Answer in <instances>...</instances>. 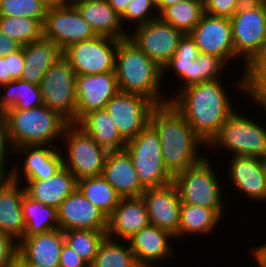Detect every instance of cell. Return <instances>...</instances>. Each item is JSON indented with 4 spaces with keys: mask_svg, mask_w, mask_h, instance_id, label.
Instances as JSON below:
<instances>
[{
    "mask_svg": "<svg viewBox=\"0 0 266 267\" xmlns=\"http://www.w3.org/2000/svg\"><path fill=\"white\" fill-rule=\"evenodd\" d=\"M221 79L190 85L169 96L192 130L208 145L235 111Z\"/></svg>",
    "mask_w": 266,
    "mask_h": 267,
    "instance_id": "cell-1",
    "label": "cell"
},
{
    "mask_svg": "<svg viewBox=\"0 0 266 267\" xmlns=\"http://www.w3.org/2000/svg\"><path fill=\"white\" fill-rule=\"evenodd\" d=\"M149 123L158 134L166 170L173 178L204 157L199 151L207 144L170 102L156 105Z\"/></svg>",
    "mask_w": 266,
    "mask_h": 267,
    "instance_id": "cell-2",
    "label": "cell"
},
{
    "mask_svg": "<svg viewBox=\"0 0 266 267\" xmlns=\"http://www.w3.org/2000/svg\"><path fill=\"white\" fill-rule=\"evenodd\" d=\"M115 73L120 92L147 97L156 105L170 102L162 94V68L129 38L118 42Z\"/></svg>",
    "mask_w": 266,
    "mask_h": 267,
    "instance_id": "cell-3",
    "label": "cell"
},
{
    "mask_svg": "<svg viewBox=\"0 0 266 267\" xmlns=\"http://www.w3.org/2000/svg\"><path fill=\"white\" fill-rule=\"evenodd\" d=\"M2 117L13 150L26 145L57 146L56 139L62 140L64 129L69 124L44 105L28 110L10 109Z\"/></svg>",
    "mask_w": 266,
    "mask_h": 267,
    "instance_id": "cell-4",
    "label": "cell"
},
{
    "mask_svg": "<svg viewBox=\"0 0 266 267\" xmlns=\"http://www.w3.org/2000/svg\"><path fill=\"white\" fill-rule=\"evenodd\" d=\"M235 54L244 60L243 76L236 82L238 91L246 94V74L249 67L266 52V22L264 2L241 5L230 18ZM243 57V58H242Z\"/></svg>",
    "mask_w": 266,
    "mask_h": 267,
    "instance_id": "cell-5",
    "label": "cell"
},
{
    "mask_svg": "<svg viewBox=\"0 0 266 267\" xmlns=\"http://www.w3.org/2000/svg\"><path fill=\"white\" fill-rule=\"evenodd\" d=\"M235 110L222 125L219 133L206 148L217 152L220 147L231 157L248 156L266 159V126ZM252 119V120H251Z\"/></svg>",
    "mask_w": 266,
    "mask_h": 267,
    "instance_id": "cell-6",
    "label": "cell"
},
{
    "mask_svg": "<svg viewBox=\"0 0 266 267\" xmlns=\"http://www.w3.org/2000/svg\"><path fill=\"white\" fill-rule=\"evenodd\" d=\"M218 176L204 156L196 164L177 174L173 182L178 188L182 203L214 209L223 217L225 201Z\"/></svg>",
    "mask_w": 266,
    "mask_h": 267,
    "instance_id": "cell-7",
    "label": "cell"
},
{
    "mask_svg": "<svg viewBox=\"0 0 266 267\" xmlns=\"http://www.w3.org/2000/svg\"><path fill=\"white\" fill-rule=\"evenodd\" d=\"M125 150L145 189L173 182L162 158L158 134L150 123L135 138L126 142Z\"/></svg>",
    "mask_w": 266,
    "mask_h": 267,
    "instance_id": "cell-8",
    "label": "cell"
},
{
    "mask_svg": "<svg viewBox=\"0 0 266 267\" xmlns=\"http://www.w3.org/2000/svg\"><path fill=\"white\" fill-rule=\"evenodd\" d=\"M62 141L66 145L63 166L75 176L76 181L102 175L108 151L82 128L74 123L68 124Z\"/></svg>",
    "mask_w": 266,
    "mask_h": 267,
    "instance_id": "cell-9",
    "label": "cell"
},
{
    "mask_svg": "<svg viewBox=\"0 0 266 267\" xmlns=\"http://www.w3.org/2000/svg\"><path fill=\"white\" fill-rule=\"evenodd\" d=\"M40 88L43 105L76 124V73L63 55L44 74Z\"/></svg>",
    "mask_w": 266,
    "mask_h": 267,
    "instance_id": "cell-10",
    "label": "cell"
},
{
    "mask_svg": "<svg viewBox=\"0 0 266 267\" xmlns=\"http://www.w3.org/2000/svg\"><path fill=\"white\" fill-rule=\"evenodd\" d=\"M120 39L96 35L67 47L62 55L76 75L115 72L116 51Z\"/></svg>",
    "mask_w": 266,
    "mask_h": 267,
    "instance_id": "cell-11",
    "label": "cell"
},
{
    "mask_svg": "<svg viewBox=\"0 0 266 267\" xmlns=\"http://www.w3.org/2000/svg\"><path fill=\"white\" fill-rule=\"evenodd\" d=\"M95 36V32L73 3L48 7L43 24V38L52 41L62 52L72 44Z\"/></svg>",
    "mask_w": 266,
    "mask_h": 267,
    "instance_id": "cell-12",
    "label": "cell"
},
{
    "mask_svg": "<svg viewBox=\"0 0 266 267\" xmlns=\"http://www.w3.org/2000/svg\"><path fill=\"white\" fill-rule=\"evenodd\" d=\"M155 106L147 97L119 91L107 102L104 109L127 142L149 124L150 114Z\"/></svg>",
    "mask_w": 266,
    "mask_h": 267,
    "instance_id": "cell-13",
    "label": "cell"
},
{
    "mask_svg": "<svg viewBox=\"0 0 266 267\" xmlns=\"http://www.w3.org/2000/svg\"><path fill=\"white\" fill-rule=\"evenodd\" d=\"M128 38L161 68L173 57L184 33L160 18L134 27ZM134 33V34H133Z\"/></svg>",
    "mask_w": 266,
    "mask_h": 267,
    "instance_id": "cell-14",
    "label": "cell"
},
{
    "mask_svg": "<svg viewBox=\"0 0 266 267\" xmlns=\"http://www.w3.org/2000/svg\"><path fill=\"white\" fill-rule=\"evenodd\" d=\"M189 34L195 40L200 53L215 55L229 65L230 61L233 63L237 59L230 18L212 16L204 12Z\"/></svg>",
    "mask_w": 266,
    "mask_h": 267,
    "instance_id": "cell-15",
    "label": "cell"
},
{
    "mask_svg": "<svg viewBox=\"0 0 266 267\" xmlns=\"http://www.w3.org/2000/svg\"><path fill=\"white\" fill-rule=\"evenodd\" d=\"M141 196L146 204L149 223L170 233L177 240L182 202L174 182L147 188Z\"/></svg>",
    "mask_w": 266,
    "mask_h": 267,
    "instance_id": "cell-16",
    "label": "cell"
},
{
    "mask_svg": "<svg viewBox=\"0 0 266 267\" xmlns=\"http://www.w3.org/2000/svg\"><path fill=\"white\" fill-rule=\"evenodd\" d=\"M118 92L115 72L76 75V124L89 112L104 109Z\"/></svg>",
    "mask_w": 266,
    "mask_h": 267,
    "instance_id": "cell-17",
    "label": "cell"
},
{
    "mask_svg": "<svg viewBox=\"0 0 266 267\" xmlns=\"http://www.w3.org/2000/svg\"><path fill=\"white\" fill-rule=\"evenodd\" d=\"M14 151L20 155L24 154L25 158L22 159L24 160L22 167H19L21 165L17 163L12 166L11 178L16 182H21V184L24 181L49 179L63 167V154L58 147L26 145L14 149ZM21 175L22 178L19 177Z\"/></svg>",
    "mask_w": 266,
    "mask_h": 267,
    "instance_id": "cell-18",
    "label": "cell"
},
{
    "mask_svg": "<svg viewBox=\"0 0 266 267\" xmlns=\"http://www.w3.org/2000/svg\"><path fill=\"white\" fill-rule=\"evenodd\" d=\"M58 228L107 231L108 217L76 188L59 206Z\"/></svg>",
    "mask_w": 266,
    "mask_h": 267,
    "instance_id": "cell-19",
    "label": "cell"
},
{
    "mask_svg": "<svg viewBox=\"0 0 266 267\" xmlns=\"http://www.w3.org/2000/svg\"><path fill=\"white\" fill-rule=\"evenodd\" d=\"M230 159L226 170L229 171L228 180L234 189L251 201L266 202L265 159L248 156H234Z\"/></svg>",
    "mask_w": 266,
    "mask_h": 267,
    "instance_id": "cell-20",
    "label": "cell"
},
{
    "mask_svg": "<svg viewBox=\"0 0 266 267\" xmlns=\"http://www.w3.org/2000/svg\"><path fill=\"white\" fill-rule=\"evenodd\" d=\"M65 243L63 231L58 229L45 233L23 236L18 242V261L41 267H59L61 249Z\"/></svg>",
    "mask_w": 266,
    "mask_h": 267,
    "instance_id": "cell-21",
    "label": "cell"
},
{
    "mask_svg": "<svg viewBox=\"0 0 266 267\" xmlns=\"http://www.w3.org/2000/svg\"><path fill=\"white\" fill-rule=\"evenodd\" d=\"M149 218L142 196L123 197L108 217L107 237L128 241L135 233L148 226Z\"/></svg>",
    "mask_w": 266,
    "mask_h": 267,
    "instance_id": "cell-22",
    "label": "cell"
},
{
    "mask_svg": "<svg viewBox=\"0 0 266 267\" xmlns=\"http://www.w3.org/2000/svg\"><path fill=\"white\" fill-rule=\"evenodd\" d=\"M102 176L123 197H139L145 191L130 155L125 149L108 151Z\"/></svg>",
    "mask_w": 266,
    "mask_h": 267,
    "instance_id": "cell-23",
    "label": "cell"
},
{
    "mask_svg": "<svg viewBox=\"0 0 266 267\" xmlns=\"http://www.w3.org/2000/svg\"><path fill=\"white\" fill-rule=\"evenodd\" d=\"M20 184L11 177L0 183V232L12 236L18 242L25 233L22 209L25 190L24 184Z\"/></svg>",
    "mask_w": 266,
    "mask_h": 267,
    "instance_id": "cell-24",
    "label": "cell"
},
{
    "mask_svg": "<svg viewBox=\"0 0 266 267\" xmlns=\"http://www.w3.org/2000/svg\"><path fill=\"white\" fill-rule=\"evenodd\" d=\"M174 238L170 233L149 224L135 233L128 242L136 261L148 262L157 266L158 263L173 257L174 251L170 240Z\"/></svg>",
    "mask_w": 266,
    "mask_h": 267,
    "instance_id": "cell-25",
    "label": "cell"
},
{
    "mask_svg": "<svg viewBox=\"0 0 266 267\" xmlns=\"http://www.w3.org/2000/svg\"><path fill=\"white\" fill-rule=\"evenodd\" d=\"M25 182L28 197L56 209L77 188L75 176L64 166L49 179Z\"/></svg>",
    "mask_w": 266,
    "mask_h": 267,
    "instance_id": "cell-26",
    "label": "cell"
},
{
    "mask_svg": "<svg viewBox=\"0 0 266 267\" xmlns=\"http://www.w3.org/2000/svg\"><path fill=\"white\" fill-rule=\"evenodd\" d=\"M96 35L116 39L128 38L129 30L106 0H77L73 3Z\"/></svg>",
    "mask_w": 266,
    "mask_h": 267,
    "instance_id": "cell-27",
    "label": "cell"
},
{
    "mask_svg": "<svg viewBox=\"0 0 266 267\" xmlns=\"http://www.w3.org/2000/svg\"><path fill=\"white\" fill-rule=\"evenodd\" d=\"M24 65L21 79L40 85L44 74L50 66L62 56L61 49L52 41L41 38L38 41L25 44Z\"/></svg>",
    "mask_w": 266,
    "mask_h": 267,
    "instance_id": "cell-28",
    "label": "cell"
},
{
    "mask_svg": "<svg viewBox=\"0 0 266 267\" xmlns=\"http://www.w3.org/2000/svg\"><path fill=\"white\" fill-rule=\"evenodd\" d=\"M77 125L107 151L125 149L126 141L105 109L89 112Z\"/></svg>",
    "mask_w": 266,
    "mask_h": 267,
    "instance_id": "cell-29",
    "label": "cell"
},
{
    "mask_svg": "<svg viewBox=\"0 0 266 267\" xmlns=\"http://www.w3.org/2000/svg\"><path fill=\"white\" fill-rule=\"evenodd\" d=\"M0 89L4 90L0 96L1 115L10 109L28 110L43 105L40 85L18 79L0 85Z\"/></svg>",
    "mask_w": 266,
    "mask_h": 267,
    "instance_id": "cell-30",
    "label": "cell"
},
{
    "mask_svg": "<svg viewBox=\"0 0 266 267\" xmlns=\"http://www.w3.org/2000/svg\"><path fill=\"white\" fill-rule=\"evenodd\" d=\"M221 219L223 220L214 209L181 203L178 239L191 234H211Z\"/></svg>",
    "mask_w": 266,
    "mask_h": 267,
    "instance_id": "cell-31",
    "label": "cell"
},
{
    "mask_svg": "<svg viewBox=\"0 0 266 267\" xmlns=\"http://www.w3.org/2000/svg\"><path fill=\"white\" fill-rule=\"evenodd\" d=\"M23 218L25 223L24 236L45 233L58 229L57 209L33 200L26 194L22 199Z\"/></svg>",
    "mask_w": 266,
    "mask_h": 267,
    "instance_id": "cell-32",
    "label": "cell"
},
{
    "mask_svg": "<svg viewBox=\"0 0 266 267\" xmlns=\"http://www.w3.org/2000/svg\"><path fill=\"white\" fill-rule=\"evenodd\" d=\"M77 188L107 217L112 214L122 198L102 175L77 181Z\"/></svg>",
    "mask_w": 266,
    "mask_h": 267,
    "instance_id": "cell-33",
    "label": "cell"
},
{
    "mask_svg": "<svg viewBox=\"0 0 266 267\" xmlns=\"http://www.w3.org/2000/svg\"><path fill=\"white\" fill-rule=\"evenodd\" d=\"M204 13V4L199 0H182L166 7L159 18L184 34H189L199 23Z\"/></svg>",
    "mask_w": 266,
    "mask_h": 267,
    "instance_id": "cell-34",
    "label": "cell"
},
{
    "mask_svg": "<svg viewBox=\"0 0 266 267\" xmlns=\"http://www.w3.org/2000/svg\"><path fill=\"white\" fill-rule=\"evenodd\" d=\"M200 51L196 46L195 40L190 34H184L180 39L179 44L173 57L162 68V79L170 72L175 73L183 82L176 91L177 93L189 86V67L191 61L197 59ZM167 71V72H166ZM167 74H166V73Z\"/></svg>",
    "mask_w": 266,
    "mask_h": 267,
    "instance_id": "cell-35",
    "label": "cell"
},
{
    "mask_svg": "<svg viewBox=\"0 0 266 267\" xmlns=\"http://www.w3.org/2000/svg\"><path fill=\"white\" fill-rule=\"evenodd\" d=\"M0 31L22 46L43 38V25L36 19L0 15Z\"/></svg>",
    "mask_w": 266,
    "mask_h": 267,
    "instance_id": "cell-36",
    "label": "cell"
},
{
    "mask_svg": "<svg viewBox=\"0 0 266 267\" xmlns=\"http://www.w3.org/2000/svg\"><path fill=\"white\" fill-rule=\"evenodd\" d=\"M118 241L106 236L89 267H129L135 261L132 249L128 241H122L126 246Z\"/></svg>",
    "mask_w": 266,
    "mask_h": 267,
    "instance_id": "cell-37",
    "label": "cell"
},
{
    "mask_svg": "<svg viewBox=\"0 0 266 267\" xmlns=\"http://www.w3.org/2000/svg\"><path fill=\"white\" fill-rule=\"evenodd\" d=\"M107 231L101 230H67L63 231L65 243L68 244L90 266Z\"/></svg>",
    "mask_w": 266,
    "mask_h": 267,
    "instance_id": "cell-38",
    "label": "cell"
},
{
    "mask_svg": "<svg viewBox=\"0 0 266 267\" xmlns=\"http://www.w3.org/2000/svg\"><path fill=\"white\" fill-rule=\"evenodd\" d=\"M229 66L219 57L200 53L197 59L191 61L189 67V86L220 79L221 71Z\"/></svg>",
    "mask_w": 266,
    "mask_h": 267,
    "instance_id": "cell-39",
    "label": "cell"
},
{
    "mask_svg": "<svg viewBox=\"0 0 266 267\" xmlns=\"http://www.w3.org/2000/svg\"><path fill=\"white\" fill-rule=\"evenodd\" d=\"M48 7L44 0H3L0 15L33 18L43 25Z\"/></svg>",
    "mask_w": 266,
    "mask_h": 267,
    "instance_id": "cell-40",
    "label": "cell"
},
{
    "mask_svg": "<svg viewBox=\"0 0 266 267\" xmlns=\"http://www.w3.org/2000/svg\"><path fill=\"white\" fill-rule=\"evenodd\" d=\"M246 95L255 103L266 102V52L248 69Z\"/></svg>",
    "mask_w": 266,
    "mask_h": 267,
    "instance_id": "cell-41",
    "label": "cell"
},
{
    "mask_svg": "<svg viewBox=\"0 0 266 267\" xmlns=\"http://www.w3.org/2000/svg\"><path fill=\"white\" fill-rule=\"evenodd\" d=\"M157 18H159V12L155 0H131L120 20L125 28L128 22V24L133 23L132 27H136Z\"/></svg>",
    "mask_w": 266,
    "mask_h": 267,
    "instance_id": "cell-42",
    "label": "cell"
},
{
    "mask_svg": "<svg viewBox=\"0 0 266 267\" xmlns=\"http://www.w3.org/2000/svg\"><path fill=\"white\" fill-rule=\"evenodd\" d=\"M240 6L238 0H208L204 4V12L212 16L231 18Z\"/></svg>",
    "mask_w": 266,
    "mask_h": 267,
    "instance_id": "cell-43",
    "label": "cell"
},
{
    "mask_svg": "<svg viewBox=\"0 0 266 267\" xmlns=\"http://www.w3.org/2000/svg\"><path fill=\"white\" fill-rule=\"evenodd\" d=\"M18 259V241L0 232V267H8Z\"/></svg>",
    "mask_w": 266,
    "mask_h": 267,
    "instance_id": "cell-44",
    "label": "cell"
},
{
    "mask_svg": "<svg viewBox=\"0 0 266 267\" xmlns=\"http://www.w3.org/2000/svg\"><path fill=\"white\" fill-rule=\"evenodd\" d=\"M12 148V149H11ZM13 150V147L11 146L9 135L7 132V127L5 124V121L3 117L0 118V176H3L5 179L10 178L12 174V168L11 170L6 168V158L9 157L8 154H10L8 151Z\"/></svg>",
    "mask_w": 266,
    "mask_h": 267,
    "instance_id": "cell-45",
    "label": "cell"
},
{
    "mask_svg": "<svg viewBox=\"0 0 266 267\" xmlns=\"http://www.w3.org/2000/svg\"><path fill=\"white\" fill-rule=\"evenodd\" d=\"M59 267H89V265L68 244L64 243L59 260Z\"/></svg>",
    "mask_w": 266,
    "mask_h": 267,
    "instance_id": "cell-46",
    "label": "cell"
},
{
    "mask_svg": "<svg viewBox=\"0 0 266 267\" xmlns=\"http://www.w3.org/2000/svg\"><path fill=\"white\" fill-rule=\"evenodd\" d=\"M24 65L23 47L15 53L7 55L8 73L13 80L21 79Z\"/></svg>",
    "mask_w": 266,
    "mask_h": 267,
    "instance_id": "cell-47",
    "label": "cell"
},
{
    "mask_svg": "<svg viewBox=\"0 0 266 267\" xmlns=\"http://www.w3.org/2000/svg\"><path fill=\"white\" fill-rule=\"evenodd\" d=\"M22 48V45L9 38L2 31H0V57H5L9 54L15 53Z\"/></svg>",
    "mask_w": 266,
    "mask_h": 267,
    "instance_id": "cell-48",
    "label": "cell"
},
{
    "mask_svg": "<svg viewBox=\"0 0 266 267\" xmlns=\"http://www.w3.org/2000/svg\"><path fill=\"white\" fill-rule=\"evenodd\" d=\"M252 251L253 258L256 261V267H266V242L262 245L260 244L259 247H255Z\"/></svg>",
    "mask_w": 266,
    "mask_h": 267,
    "instance_id": "cell-49",
    "label": "cell"
},
{
    "mask_svg": "<svg viewBox=\"0 0 266 267\" xmlns=\"http://www.w3.org/2000/svg\"><path fill=\"white\" fill-rule=\"evenodd\" d=\"M12 81V77L8 73L7 56L0 57V85Z\"/></svg>",
    "mask_w": 266,
    "mask_h": 267,
    "instance_id": "cell-50",
    "label": "cell"
},
{
    "mask_svg": "<svg viewBox=\"0 0 266 267\" xmlns=\"http://www.w3.org/2000/svg\"><path fill=\"white\" fill-rule=\"evenodd\" d=\"M114 11L121 17L131 0H106Z\"/></svg>",
    "mask_w": 266,
    "mask_h": 267,
    "instance_id": "cell-51",
    "label": "cell"
},
{
    "mask_svg": "<svg viewBox=\"0 0 266 267\" xmlns=\"http://www.w3.org/2000/svg\"><path fill=\"white\" fill-rule=\"evenodd\" d=\"M182 0H158L156 2L159 14L166 8Z\"/></svg>",
    "mask_w": 266,
    "mask_h": 267,
    "instance_id": "cell-52",
    "label": "cell"
},
{
    "mask_svg": "<svg viewBox=\"0 0 266 267\" xmlns=\"http://www.w3.org/2000/svg\"><path fill=\"white\" fill-rule=\"evenodd\" d=\"M49 6L69 5V0H44Z\"/></svg>",
    "mask_w": 266,
    "mask_h": 267,
    "instance_id": "cell-53",
    "label": "cell"
},
{
    "mask_svg": "<svg viewBox=\"0 0 266 267\" xmlns=\"http://www.w3.org/2000/svg\"><path fill=\"white\" fill-rule=\"evenodd\" d=\"M129 267H159L152 264V263H148V262H141V261H134ZM160 267H164V266H160Z\"/></svg>",
    "mask_w": 266,
    "mask_h": 267,
    "instance_id": "cell-54",
    "label": "cell"
},
{
    "mask_svg": "<svg viewBox=\"0 0 266 267\" xmlns=\"http://www.w3.org/2000/svg\"><path fill=\"white\" fill-rule=\"evenodd\" d=\"M241 5H254L259 4L260 0H238Z\"/></svg>",
    "mask_w": 266,
    "mask_h": 267,
    "instance_id": "cell-55",
    "label": "cell"
},
{
    "mask_svg": "<svg viewBox=\"0 0 266 267\" xmlns=\"http://www.w3.org/2000/svg\"><path fill=\"white\" fill-rule=\"evenodd\" d=\"M8 267H24L18 260H16L13 264H10Z\"/></svg>",
    "mask_w": 266,
    "mask_h": 267,
    "instance_id": "cell-56",
    "label": "cell"
},
{
    "mask_svg": "<svg viewBox=\"0 0 266 267\" xmlns=\"http://www.w3.org/2000/svg\"><path fill=\"white\" fill-rule=\"evenodd\" d=\"M254 104H256V106L257 107H260V108H262L261 110H263L264 109V111L266 110V102L264 103V104H261V103H255V102H253Z\"/></svg>",
    "mask_w": 266,
    "mask_h": 267,
    "instance_id": "cell-57",
    "label": "cell"
},
{
    "mask_svg": "<svg viewBox=\"0 0 266 267\" xmlns=\"http://www.w3.org/2000/svg\"><path fill=\"white\" fill-rule=\"evenodd\" d=\"M24 267H41L37 265H32V264H22Z\"/></svg>",
    "mask_w": 266,
    "mask_h": 267,
    "instance_id": "cell-58",
    "label": "cell"
},
{
    "mask_svg": "<svg viewBox=\"0 0 266 267\" xmlns=\"http://www.w3.org/2000/svg\"><path fill=\"white\" fill-rule=\"evenodd\" d=\"M264 16H265V22H266V2H264Z\"/></svg>",
    "mask_w": 266,
    "mask_h": 267,
    "instance_id": "cell-59",
    "label": "cell"
},
{
    "mask_svg": "<svg viewBox=\"0 0 266 267\" xmlns=\"http://www.w3.org/2000/svg\"><path fill=\"white\" fill-rule=\"evenodd\" d=\"M5 178L3 176H0V183L4 180Z\"/></svg>",
    "mask_w": 266,
    "mask_h": 267,
    "instance_id": "cell-60",
    "label": "cell"
},
{
    "mask_svg": "<svg viewBox=\"0 0 266 267\" xmlns=\"http://www.w3.org/2000/svg\"><path fill=\"white\" fill-rule=\"evenodd\" d=\"M201 1L203 4H205L208 0H199Z\"/></svg>",
    "mask_w": 266,
    "mask_h": 267,
    "instance_id": "cell-61",
    "label": "cell"
},
{
    "mask_svg": "<svg viewBox=\"0 0 266 267\" xmlns=\"http://www.w3.org/2000/svg\"><path fill=\"white\" fill-rule=\"evenodd\" d=\"M70 1V3H74L75 1H77V0H69Z\"/></svg>",
    "mask_w": 266,
    "mask_h": 267,
    "instance_id": "cell-62",
    "label": "cell"
}]
</instances>
